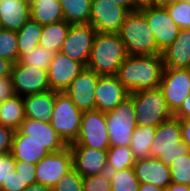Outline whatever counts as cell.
I'll list each match as a JSON object with an SVG mask.
<instances>
[{
    "label": "cell",
    "mask_w": 190,
    "mask_h": 191,
    "mask_svg": "<svg viewBox=\"0 0 190 191\" xmlns=\"http://www.w3.org/2000/svg\"><path fill=\"white\" fill-rule=\"evenodd\" d=\"M164 69L161 54L129 55L121 63L116 77L129 93L157 89Z\"/></svg>",
    "instance_id": "6da1fadb"
},
{
    "label": "cell",
    "mask_w": 190,
    "mask_h": 191,
    "mask_svg": "<svg viewBox=\"0 0 190 191\" xmlns=\"http://www.w3.org/2000/svg\"><path fill=\"white\" fill-rule=\"evenodd\" d=\"M128 56L119 34L97 32L86 67L100 76H116Z\"/></svg>",
    "instance_id": "7a4b0ae2"
},
{
    "label": "cell",
    "mask_w": 190,
    "mask_h": 191,
    "mask_svg": "<svg viewBox=\"0 0 190 191\" xmlns=\"http://www.w3.org/2000/svg\"><path fill=\"white\" fill-rule=\"evenodd\" d=\"M118 34L128 55L161 54L153 32L145 16L139 10L127 15Z\"/></svg>",
    "instance_id": "3957f363"
},
{
    "label": "cell",
    "mask_w": 190,
    "mask_h": 191,
    "mask_svg": "<svg viewBox=\"0 0 190 191\" xmlns=\"http://www.w3.org/2000/svg\"><path fill=\"white\" fill-rule=\"evenodd\" d=\"M150 151L151 157L159 158L167 166L189 152L187 145L182 141L179 119L172 117L157 126Z\"/></svg>",
    "instance_id": "277c9868"
},
{
    "label": "cell",
    "mask_w": 190,
    "mask_h": 191,
    "mask_svg": "<svg viewBox=\"0 0 190 191\" xmlns=\"http://www.w3.org/2000/svg\"><path fill=\"white\" fill-rule=\"evenodd\" d=\"M133 98L137 126L157 127L173 117L162 91L157 89L140 90L129 93Z\"/></svg>",
    "instance_id": "5b68a950"
},
{
    "label": "cell",
    "mask_w": 190,
    "mask_h": 191,
    "mask_svg": "<svg viewBox=\"0 0 190 191\" xmlns=\"http://www.w3.org/2000/svg\"><path fill=\"white\" fill-rule=\"evenodd\" d=\"M82 115L65 92H57L50 124L67 146L78 139Z\"/></svg>",
    "instance_id": "8992f818"
},
{
    "label": "cell",
    "mask_w": 190,
    "mask_h": 191,
    "mask_svg": "<svg viewBox=\"0 0 190 191\" xmlns=\"http://www.w3.org/2000/svg\"><path fill=\"white\" fill-rule=\"evenodd\" d=\"M105 116L110 146H130L132 133L137 127L133 98L129 95Z\"/></svg>",
    "instance_id": "52a82bcc"
},
{
    "label": "cell",
    "mask_w": 190,
    "mask_h": 191,
    "mask_svg": "<svg viewBox=\"0 0 190 191\" xmlns=\"http://www.w3.org/2000/svg\"><path fill=\"white\" fill-rule=\"evenodd\" d=\"M69 146L108 150L110 141L105 113L97 109L84 111L78 139Z\"/></svg>",
    "instance_id": "ba28073f"
},
{
    "label": "cell",
    "mask_w": 190,
    "mask_h": 191,
    "mask_svg": "<svg viewBox=\"0 0 190 191\" xmlns=\"http://www.w3.org/2000/svg\"><path fill=\"white\" fill-rule=\"evenodd\" d=\"M139 11L145 16L153 32L158 50L163 52L174 42L181 28L176 25L165 7L144 6Z\"/></svg>",
    "instance_id": "9c48e42d"
},
{
    "label": "cell",
    "mask_w": 190,
    "mask_h": 191,
    "mask_svg": "<svg viewBox=\"0 0 190 191\" xmlns=\"http://www.w3.org/2000/svg\"><path fill=\"white\" fill-rule=\"evenodd\" d=\"M159 89L174 114L190 95V69L164 68Z\"/></svg>",
    "instance_id": "30bf717a"
},
{
    "label": "cell",
    "mask_w": 190,
    "mask_h": 191,
    "mask_svg": "<svg viewBox=\"0 0 190 191\" xmlns=\"http://www.w3.org/2000/svg\"><path fill=\"white\" fill-rule=\"evenodd\" d=\"M96 33L90 23L71 24L60 52L87 66Z\"/></svg>",
    "instance_id": "8fae6325"
},
{
    "label": "cell",
    "mask_w": 190,
    "mask_h": 191,
    "mask_svg": "<svg viewBox=\"0 0 190 191\" xmlns=\"http://www.w3.org/2000/svg\"><path fill=\"white\" fill-rule=\"evenodd\" d=\"M36 183L53 188L56 183L73 168L70 146L55 153H50L36 164Z\"/></svg>",
    "instance_id": "7c38bea8"
},
{
    "label": "cell",
    "mask_w": 190,
    "mask_h": 191,
    "mask_svg": "<svg viewBox=\"0 0 190 191\" xmlns=\"http://www.w3.org/2000/svg\"><path fill=\"white\" fill-rule=\"evenodd\" d=\"M129 13L110 0H92L90 24L97 32L118 34Z\"/></svg>",
    "instance_id": "4fadbf2b"
},
{
    "label": "cell",
    "mask_w": 190,
    "mask_h": 191,
    "mask_svg": "<svg viewBox=\"0 0 190 191\" xmlns=\"http://www.w3.org/2000/svg\"><path fill=\"white\" fill-rule=\"evenodd\" d=\"M11 78L16 95L26 96L50 90L47 70L21 64L13 65Z\"/></svg>",
    "instance_id": "5bb4252c"
},
{
    "label": "cell",
    "mask_w": 190,
    "mask_h": 191,
    "mask_svg": "<svg viewBox=\"0 0 190 191\" xmlns=\"http://www.w3.org/2000/svg\"><path fill=\"white\" fill-rule=\"evenodd\" d=\"M86 68L79 62L68 58L61 52L54 54L47 69L50 90L65 92L70 83Z\"/></svg>",
    "instance_id": "9a60e30c"
},
{
    "label": "cell",
    "mask_w": 190,
    "mask_h": 191,
    "mask_svg": "<svg viewBox=\"0 0 190 191\" xmlns=\"http://www.w3.org/2000/svg\"><path fill=\"white\" fill-rule=\"evenodd\" d=\"M99 77L100 75L86 67L65 90L82 112L96 109L95 90Z\"/></svg>",
    "instance_id": "2e32d148"
},
{
    "label": "cell",
    "mask_w": 190,
    "mask_h": 191,
    "mask_svg": "<svg viewBox=\"0 0 190 191\" xmlns=\"http://www.w3.org/2000/svg\"><path fill=\"white\" fill-rule=\"evenodd\" d=\"M73 168L83 178L107 172V150L89 147H70Z\"/></svg>",
    "instance_id": "e0dca14e"
},
{
    "label": "cell",
    "mask_w": 190,
    "mask_h": 191,
    "mask_svg": "<svg viewBox=\"0 0 190 191\" xmlns=\"http://www.w3.org/2000/svg\"><path fill=\"white\" fill-rule=\"evenodd\" d=\"M128 96V90L116 76L99 77L95 90L97 110L104 113L111 111Z\"/></svg>",
    "instance_id": "ac0fdd59"
},
{
    "label": "cell",
    "mask_w": 190,
    "mask_h": 191,
    "mask_svg": "<svg viewBox=\"0 0 190 191\" xmlns=\"http://www.w3.org/2000/svg\"><path fill=\"white\" fill-rule=\"evenodd\" d=\"M17 130L44 145L51 153L59 152L67 147L50 122L25 117Z\"/></svg>",
    "instance_id": "d6986e66"
},
{
    "label": "cell",
    "mask_w": 190,
    "mask_h": 191,
    "mask_svg": "<svg viewBox=\"0 0 190 191\" xmlns=\"http://www.w3.org/2000/svg\"><path fill=\"white\" fill-rule=\"evenodd\" d=\"M134 170L140 183L153 184L162 189L172 183L169 166L159 158L150 157L136 160Z\"/></svg>",
    "instance_id": "ffe728a7"
},
{
    "label": "cell",
    "mask_w": 190,
    "mask_h": 191,
    "mask_svg": "<svg viewBox=\"0 0 190 191\" xmlns=\"http://www.w3.org/2000/svg\"><path fill=\"white\" fill-rule=\"evenodd\" d=\"M161 55L164 68L190 69V29H181L174 42Z\"/></svg>",
    "instance_id": "44dd1931"
},
{
    "label": "cell",
    "mask_w": 190,
    "mask_h": 191,
    "mask_svg": "<svg viewBox=\"0 0 190 191\" xmlns=\"http://www.w3.org/2000/svg\"><path fill=\"white\" fill-rule=\"evenodd\" d=\"M30 18V3L27 1L0 0V21L4 29L19 31Z\"/></svg>",
    "instance_id": "7402d4cb"
},
{
    "label": "cell",
    "mask_w": 190,
    "mask_h": 191,
    "mask_svg": "<svg viewBox=\"0 0 190 191\" xmlns=\"http://www.w3.org/2000/svg\"><path fill=\"white\" fill-rule=\"evenodd\" d=\"M11 155L19 162L36 164L51 152L44 145L30 139V136L15 130L11 147Z\"/></svg>",
    "instance_id": "603a6c76"
},
{
    "label": "cell",
    "mask_w": 190,
    "mask_h": 191,
    "mask_svg": "<svg viewBox=\"0 0 190 191\" xmlns=\"http://www.w3.org/2000/svg\"><path fill=\"white\" fill-rule=\"evenodd\" d=\"M56 97L57 92L52 90L24 96L23 102L25 117L50 122Z\"/></svg>",
    "instance_id": "cb8c5ba5"
},
{
    "label": "cell",
    "mask_w": 190,
    "mask_h": 191,
    "mask_svg": "<svg viewBox=\"0 0 190 191\" xmlns=\"http://www.w3.org/2000/svg\"><path fill=\"white\" fill-rule=\"evenodd\" d=\"M31 19L40 25L64 20L60 0H35L30 3Z\"/></svg>",
    "instance_id": "d4e9b609"
},
{
    "label": "cell",
    "mask_w": 190,
    "mask_h": 191,
    "mask_svg": "<svg viewBox=\"0 0 190 191\" xmlns=\"http://www.w3.org/2000/svg\"><path fill=\"white\" fill-rule=\"evenodd\" d=\"M25 119L23 97L14 95L0 103V124L17 130Z\"/></svg>",
    "instance_id": "484cf974"
},
{
    "label": "cell",
    "mask_w": 190,
    "mask_h": 191,
    "mask_svg": "<svg viewBox=\"0 0 190 191\" xmlns=\"http://www.w3.org/2000/svg\"><path fill=\"white\" fill-rule=\"evenodd\" d=\"M70 25L71 24L64 20L57 23L43 25L39 45L53 51L54 53L60 52L70 29Z\"/></svg>",
    "instance_id": "4316f807"
},
{
    "label": "cell",
    "mask_w": 190,
    "mask_h": 191,
    "mask_svg": "<svg viewBox=\"0 0 190 191\" xmlns=\"http://www.w3.org/2000/svg\"><path fill=\"white\" fill-rule=\"evenodd\" d=\"M157 127L137 126L133 133L130 148L135 160L151 157L150 147L154 140Z\"/></svg>",
    "instance_id": "83f0119b"
},
{
    "label": "cell",
    "mask_w": 190,
    "mask_h": 191,
    "mask_svg": "<svg viewBox=\"0 0 190 191\" xmlns=\"http://www.w3.org/2000/svg\"><path fill=\"white\" fill-rule=\"evenodd\" d=\"M92 0H60L64 21L69 24L90 23Z\"/></svg>",
    "instance_id": "f1b7e54d"
},
{
    "label": "cell",
    "mask_w": 190,
    "mask_h": 191,
    "mask_svg": "<svg viewBox=\"0 0 190 191\" xmlns=\"http://www.w3.org/2000/svg\"><path fill=\"white\" fill-rule=\"evenodd\" d=\"M43 26L31 18L17 31L18 61L32 51L38 44L42 35Z\"/></svg>",
    "instance_id": "f546056e"
},
{
    "label": "cell",
    "mask_w": 190,
    "mask_h": 191,
    "mask_svg": "<svg viewBox=\"0 0 190 191\" xmlns=\"http://www.w3.org/2000/svg\"><path fill=\"white\" fill-rule=\"evenodd\" d=\"M135 162L130 146H110L107 150V172L134 167Z\"/></svg>",
    "instance_id": "4dcf8cb0"
},
{
    "label": "cell",
    "mask_w": 190,
    "mask_h": 191,
    "mask_svg": "<svg viewBox=\"0 0 190 191\" xmlns=\"http://www.w3.org/2000/svg\"><path fill=\"white\" fill-rule=\"evenodd\" d=\"M112 191H138L140 182L134 167L108 172Z\"/></svg>",
    "instance_id": "1f68e13d"
},
{
    "label": "cell",
    "mask_w": 190,
    "mask_h": 191,
    "mask_svg": "<svg viewBox=\"0 0 190 191\" xmlns=\"http://www.w3.org/2000/svg\"><path fill=\"white\" fill-rule=\"evenodd\" d=\"M54 52L40 46L39 44L29 53L24 54L19 62L31 67L47 70L54 57Z\"/></svg>",
    "instance_id": "d6a6232c"
},
{
    "label": "cell",
    "mask_w": 190,
    "mask_h": 191,
    "mask_svg": "<svg viewBox=\"0 0 190 191\" xmlns=\"http://www.w3.org/2000/svg\"><path fill=\"white\" fill-rule=\"evenodd\" d=\"M0 57L13 64L18 62L17 31L3 29L0 32Z\"/></svg>",
    "instance_id": "836d02e7"
},
{
    "label": "cell",
    "mask_w": 190,
    "mask_h": 191,
    "mask_svg": "<svg viewBox=\"0 0 190 191\" xmlns=\"http://www.w3.org/2000/svg\"><path fill=\"white\" fill-rule=\"evenodd\" d=\"M171 182L190 185V151L176 159L170 166Z\"/></svg>",
    "instance_id": "e575fe53"
},
{
    "label": "cell",
    "mask_w": 190,
    "mask_h": 191,
    "mask_svg": "<svg viewBox=\"0 0 190 191\" xmlns=\"http://www.w3.org/2000/svg\"><path fill=\"white\" fill-rule=\"evenodd\" d=\"M177 26L190 29V3L180 0L165 7Z\"/></svg>",
    "instance_id": "d590c367"
},
{
    "label": "cell",
    "mask_w": 190,
    "mask_h": 191,
    "mask_svg": "<svg viewBox=\"0 0 190 191\" xmlns=\"http://www.w3.org/2000/svg\"><path fill=\"white\" fill-rule=\"evenodd\" d=\"M53 191H83V178L72 168L56 183Z\"/></svg>",
    "instance_id": "8d00e7d4"
},
{
    "label": "cell",
    "mask_w": 190,
    "mask_h": 191,
    "mask_svg": "<svg viewBox=\"0 0 190 191\" xmlns=\"http://www.w3.org/2000/svg\"><path fill=\"white\" fill-rule=\"evenodd\" d=\"M83 191H112L108 172L83 177Z\"/></svg>",
    "instance_id": "74e56055"
},
{
    "label": "cell",
    "mask_w": 190,
    "mask_h": 191,
    "mask_svg": "<svg viewBox=\"0 0 190 191\" xmlns=\"http://www.w3.org/2000/svg\"><path fill=\"white\" fill-rule=\"evenodd\" d=\"M15 165L16 160L11 152L0 154V188L10 178L12 172H15Z\"/></svg>",
    "instance_id": "f35d334b"
},
{
    "label": "cell",
    "mask_w": 190,
    "mask_h": 191,
    "mask_svg": "<svg viewBox=\"0 0 190 191\" xmlns=\"http://www.w3.org/2000/svg\"><path fill=\"white\" fill-rule=\"evenodd\" d=\"M15 172L18 173L27 184V186L36 184V167L35 164L19 162L16 160Z\"/></svg>",
    "instance_id": "ab89813d"
},
{
    "label": "cell",
    "mask_w": 190,
    "mask_h": 191,
    "mask_svg": "<svg viewBox=\"0 0 190 191\" xmlns=\"http://www.w3.org/2000/svg\"><path fill=\"white\" fill-rule=\"evenodd\" d=\"M15 130L0 124V154L11 151Z\"/></svg>",
    "instance_id": "60d3db41"
},
{
    "label": "cell",
    "mask_w": 190,
    "mask_h": 191,
    "mask_svg": "<svg viewBox=\"0 0 190 191\" xmlns=\"http://www.w3.org/2000/svg\"><path fill=\"white\" fill-rule=\"evenodd\" d=\"M27 187L23 178L18 173L12 172L7 182L3 183L0 191H24Z\"/></svg>",
    "instance_id": "b9f144b4"
},
{
    "label": "cell",
    "mask_w": 190,
    "mask_h": 191,
    "mask_svg": "<svg viewBox=\"0 0 190 191\" xmlns=\"http://www.w3.org/2000/svg\"><path fill=\"white\" fill-rule=\"evenodd\" d=\"M15 95L11 76L0 78V103Z\"/></svg>",
    "instance_id": "7bdbcfd3"
},
{
    "label": "cell",
    "mask_w": 190,
    "mask_h": 191,
    "mask_svg": "<svg viewBox=\"0 0 190 191\" xmlns=\"http://www.w3.org/2000/svg\"><path fill=\"white\" fill-rule=\"evenodd\" d=\"M181 132H182V141L187 145L190 151V117L179 119Z\"/></svg>",
    "instance_id": "ee69618b"
},
{
    "label": "cell",
    "mask_w": 190,
    "mask_h": 191,
    "mask_svg": "<svg viewBox=\"0 0 190 191\" xmlns=\"http://www.w3.org/2000/svg\"><path fill=\"white\" fill-rule=\"evenodd\" d=\"M173 117L177 119H184L190 117V95L181 104L179 109L173 114Z\"/></svg>",
    "instance_id": "f6af8a7d"
},
{
    "label": "cell",
    "mask_w": 190,
    "mask_h": 191,
    "mask_svg": "<svg viewBox=\"0 0 190 191\" xmlns=\"http://www.w3.org/2000/svg\"><path fill=\"white\" fill-rule=\"evenodd\" d=\"M13 63L0 57V78L11 76Z\"/></svg>",
    "instance_id": "bcb514c9"
},
{
    "label": "cell",
    "mask_w": 190,
    "mask_h": 191,
    "mask_svg": "<svg viewBox=\"0 0 190 191\" xmlns=\"http://www.w3.org/2000/svg\"><path fill=\"white\" fill-rule=\"evenodd\" d=\"M117 5L126 8L129 12L138 11L140 8L135 4L134 0H110Z\"/></svg>",
    "instance_id": "7dc6e473"
},
{
    "label": "cell",
    "mask_w": 190,
    "mask_h": 191,
    "mask_svg": "<svg viewBox=\"0 0 190 191\" xmlns=\"http://www.w3.org/2000/svg\"><path fill=\"white\" fill-rule=\"evenodd\" d=\"M24 191H53V188L36 183L29 185Z\"/></svg>",
    "instance_id": "c3c4849f"
},
{
    "label": "cell",
    "mask_w": 190,
    "mask_h": 191,
    "mask_svg": "<svg viewBox=\"0 0 190 191\" xmlns=\"http://www.w3.org/2000/svg\"><path fill=\"white\" fill-rule=\"evenodd\" d=\"M138 191H162V188L149 183H140Z\"/></svg>",
    "instance_id": "681fc988"
},
{
    "label": "cell",
    "mask_w": 190,
    "mask_h": 191,
    "mask_svg": "<svg viewBox=\"0 0 190 191\" xmlns=\"http://www.w3.org/2000/svg\"><path fill=\"white\" fill-rule=\"evenodd\" d=\"M167 188L169 190H174V191H190V188L188 185H182V184H176V183H170Z\"/></svg>",
    "instance_id": "f907efd6"
},
{
    "label": "cell",
    "mask_w": 190,
    "mask_h": 191,
    "mask_svg": "<svg viewBox=\"0 0 190 191\" xmlns=\"http://www.w3.org/2000/svg\"><path fill=\"white\" fill-rule=\"evenodd\" d=\"M178 1L180 0H155L154 6L166 7L168 5L175 4Z\"/></svg>",
    "instance_id": "816d5d0a"
},
{
    "label": "cell",
    "mask_w": 190,
    "mask_h": 191,
    "mask_svg": "<svg viewBox=\"0 0 190 191\" xmlns=\"http://www.w3.org/2000/svg\"><path fill=\"white\" fill-rule=\"evenodd\" d=\"M135 4L141 8L144 6H151L154 5L155 0H134Z\"/></svg>",
    "instance_id": "f5cc1de1"
},
{
    "label": "cell",
    "mask_w": 190,
    "mask_h": 191,
    "mask_svg": "<svg viewBox=\"0 0 190 191\" xmlns=\"http://www.w3.org/2000/svg\"><path fill=\"white\" fill-rule=\"evenodd\" d=\"M3 29H4V28H3L2 23H1V21H0V32H1Z\"/></svg>",
    "instance_id": "db71d44e"
},
{
    "label": "cell",
    "mask_w": 190,
    "mask_h": 191,
    "mask_svg": "<svg viewBox=\"0 0 190 191\" xmlns=\"http://www.w3.org/2000/svg\"><path fill=\"white\" fill-rule=\"evenodd\" d=\"M162 191H174V190H169L168 188H163Z\"/></svg>",
    "instance_id": "11a10c76"
},
{
    "label": "cell",
    "mask_w": 190,
    "mask_h": 191,
    "mask_svg": "<svg viewBox=\"0 0 190 191\" xmlns=\"http://www.w3.org/2000/svg\"><path fill=\"white\" fill-rule=\"evenodd\" d=\"M25 1H27L28 3H32L35 0H25Z\"/></svg>",
    "instance_id": "9f6ffc18"
}]
</instances>
